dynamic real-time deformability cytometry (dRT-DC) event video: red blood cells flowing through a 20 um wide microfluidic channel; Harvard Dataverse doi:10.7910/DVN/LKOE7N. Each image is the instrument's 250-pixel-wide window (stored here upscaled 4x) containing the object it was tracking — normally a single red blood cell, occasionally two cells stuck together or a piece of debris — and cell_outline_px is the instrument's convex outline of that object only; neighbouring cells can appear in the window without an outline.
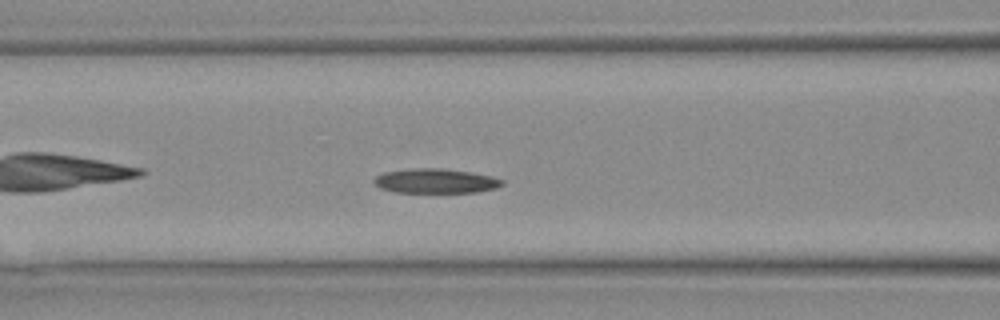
{"species": "Egyptian fruit bat (a non-hibernating species)", "species_latin": "Rousettus aegyptiacus", "temperature_condition": "warm", "stored_images_in_passage": 13, "camera_frame_rate_fps": 3000, "um_per_image_px": 0.085, "animal": {"sex": "female"}, "frame": {"image": 1, "passage_image": 8, "time_ms": 2.333, "image_size_px": [1000, 320], "cell_outline_px": [[504, 184], [496, 188], [476, 192], [392, 192], [380, 188], [376, 184], [376, 176], [384, 172], [420, 168], [440, 168], [468, 172], [492, 176], [504, 180]], "centroid_in_image_um": [37.06, 15.39], "position_along_channel_um": 129.5, "area_um2": 18.03}}
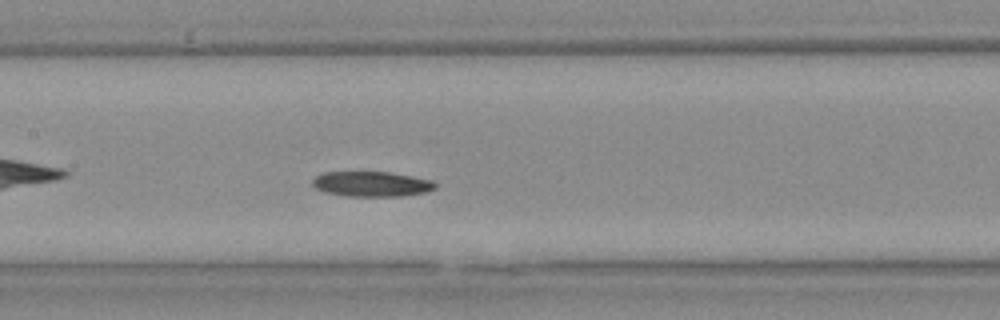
{"frame": {"image": 2, "passage_image": 10, "time_ms": 3.0, "image_size_px": [1000, 320], "cell_outline_px": [[436, 188], [424, 192], [400, 196], [348, 196], [324, 192], [316, 188], [312, 184], [312, 180], [316, 176], [324, 172], [388, 172], [412, 176], [432, 180], [436, 184]], "centroid_in_image_um": [31.57, 15.64], "position_along_channel_um": 175.8, "area_um2": 17.86}}